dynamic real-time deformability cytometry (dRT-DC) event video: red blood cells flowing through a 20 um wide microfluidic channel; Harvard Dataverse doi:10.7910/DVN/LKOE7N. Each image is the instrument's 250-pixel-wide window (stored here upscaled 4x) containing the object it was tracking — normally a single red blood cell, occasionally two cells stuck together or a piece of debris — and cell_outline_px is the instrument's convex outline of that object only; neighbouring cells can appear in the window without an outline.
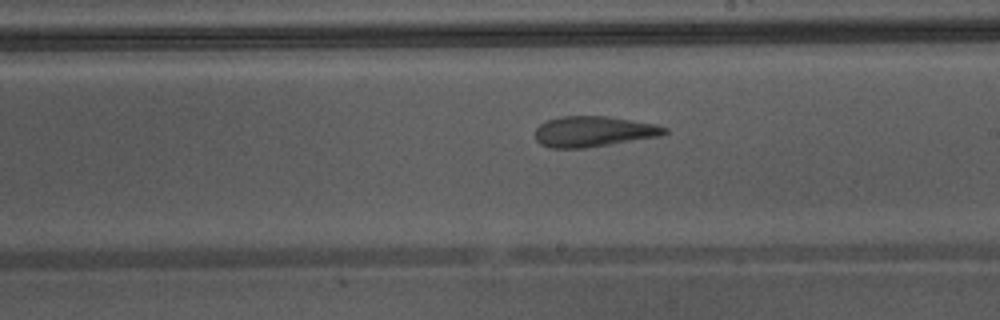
{"species": "Egyptian fruit bat (a non-hibernating species)", "species_latin": "Rousettus aegyptiacus", "temperature_condition": "warm", "stored_images_in_passage": 34, "camera_frame_rate_fps": 3000, "um_per_image_px": 0.085, "animal": {"sex": "male"}, "frame": {"image": 1, "passage_image": 15, "time_ms": 4.667, "image_size_px": [1000, 320], "cell_outline_px": [[668, 132], [660, 136], [584, 148], [552, 148], [540, 144], [536, 140], [536, 128], [540, 124], [548, 120], [560, 116], [608, 116], [652, 124], [668, 128]], "centroid_in_image_um": [50.42, 11.18], "position_along_channel_um": 238.6, "area_um2": 22.83}, "authors_computed_cell_mechanics": {"area_um2": 24.2182, "velocity_mm_per_s": 4.3493, "shape_relaxation_time_tau1_ms": null, "shape_relaxation_time_tau2_ms": 1.9439, "deformation_change_tau1": null, "deformation_change_tau2": 0.1035}}